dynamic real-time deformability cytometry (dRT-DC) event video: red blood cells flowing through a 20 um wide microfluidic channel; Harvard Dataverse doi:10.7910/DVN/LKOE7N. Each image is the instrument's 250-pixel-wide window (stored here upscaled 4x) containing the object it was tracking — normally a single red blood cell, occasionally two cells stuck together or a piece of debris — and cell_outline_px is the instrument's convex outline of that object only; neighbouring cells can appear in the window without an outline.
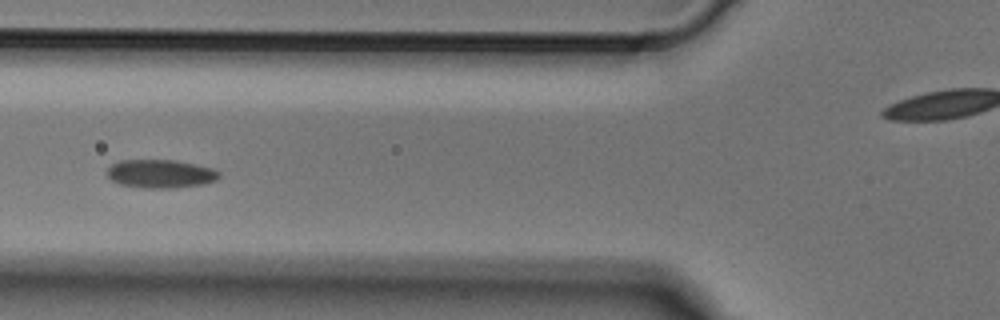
{"species": "Egyptian fruit bat (a non-hibernating species)", "species_latin": "Rousettus aegyptiacus", "temperature_condition": "cold", "stored_images_in_passage": 7, "camera_frame_rate_fps": 3000, "um_per_image_px": 0.085, "animal": {"sex": "male"}, "frame": {"image": 1, "passage_image": 5, "time_ms": 1.333, "image_size_px": [1000, 320], "cell_outline_px": [[220, 176], [216, 180], [204, 184], [172, 188], [144, 188], [120, 184], [112, 180], [108, 176], [108, 168], [112, 164], [120, 160], [176, 160], [216, 168], [220, 172]], "centroid_in_image_um": [13.7, 14.76], "position_along_channel_um": 112.1, "area_um2": 18.67}}
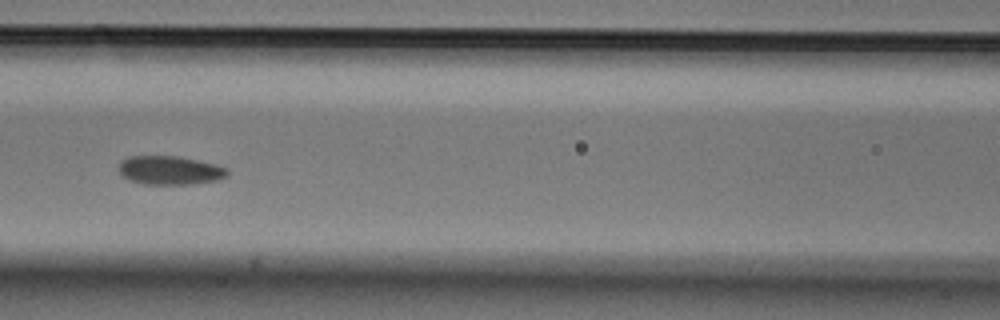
{"frame": {"image": 2, "passage_image": 6, "time_ms": 1.667, "image_size_px": [1000, 320], "cell_outline_px": [[228, 176], [216, 180], [188, 184], [144, 184], [132, 180], [124, 176], [120, 172], [120, 160], [128, 156], [180, 156], [216, 164], [228, 168]], "centroid_in_image_um": [14.47, 14.46], "position_along_channel_um": 152.1, "area_um2": 18.09}}